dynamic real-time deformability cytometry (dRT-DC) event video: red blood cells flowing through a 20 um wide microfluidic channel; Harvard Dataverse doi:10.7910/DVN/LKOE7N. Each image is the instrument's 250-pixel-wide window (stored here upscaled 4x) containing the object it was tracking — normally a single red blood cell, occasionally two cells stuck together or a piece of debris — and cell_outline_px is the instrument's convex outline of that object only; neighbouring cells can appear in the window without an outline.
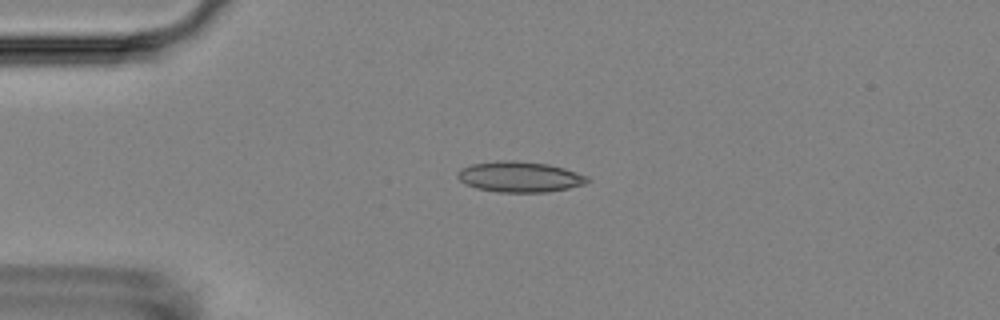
{"species": "Egyptian fruit bat (a non-hibernating species)", "species_latin": "Rousettus aegyptiacus", "temperature_condition": "room temperature", "stored_images_in_passage": 5, "camera_frame_rate_fps": 3000, "um_per_image_px": 0.085, "animal": {"sex": "female"}, "frame": {"image": 1, "passage_image": 4, "time_ms": 3.333, "image_size_px": [1000, 320], "cell_outline_px": [[592, 180], [584, 184], [568, 188], [548, 192], [496, 192], [476, 188], [464, 184], [456, 176], [456, 172], [460, 168], [472, 164], [496, 160], [516, 160], [548, 164], [564, 168], [588, 176]], "centroid_in_image_um": [44.15, 15.02], "position_along_channel_um": 40.9, "area_um2": 23.47}}